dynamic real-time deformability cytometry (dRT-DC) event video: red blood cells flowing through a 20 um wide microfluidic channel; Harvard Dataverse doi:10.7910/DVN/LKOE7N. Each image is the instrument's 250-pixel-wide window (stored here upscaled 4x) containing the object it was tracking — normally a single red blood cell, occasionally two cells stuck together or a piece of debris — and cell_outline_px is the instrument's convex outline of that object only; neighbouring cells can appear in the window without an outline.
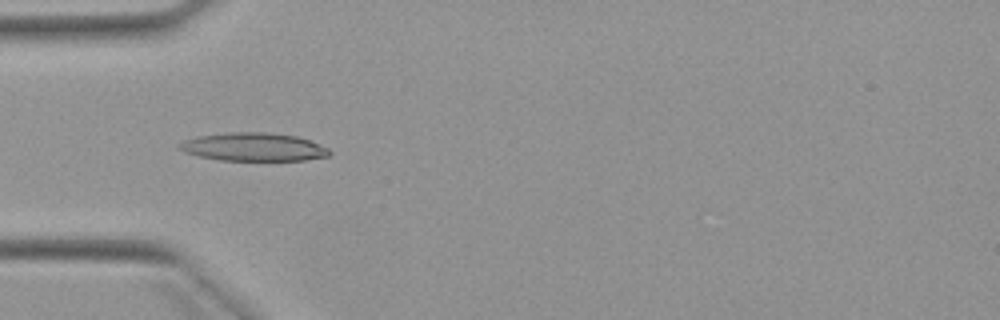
{"species": "Egyptian fruit bat (a non-hibernating species)", "species_latin": "Rousettus aegyptiacus", "temperature_condition": "warm", "stored_images_in_passage": 5, "camera_frame_rate_fps": 3000, "um_per_image_px": 0.085, "animal": {"sex": "female"}, "frame": {"image": 1, "passage_image": 2, "time_ms": 1.333, "image_size_px": [1000, 320], "cell_outline_px": [[332, 152], [328, 156], [304, 160], [220, 160], [200, 156], [184, 152], [176, 148], [176, 144], [184, 140], [200, 136], [232, 132], [264, 132], [296, 136], [308, 140], [328, 148]], "centroid_in_image_um": [21.52, 12.49], "position_along_channel_um": 63.5, "area_um2": 24.51}}
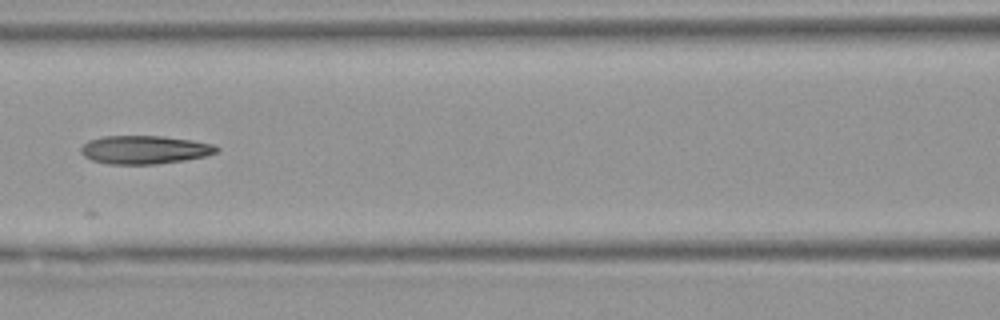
{"frame": {"image": 2, "passage_image": 4, "time_ms": 3.667, "image_size_px": [1000, 320], "cell_outline_px": [[220, 148], [216, 152], [204, 156], [184, 160], [156, 164], [108, 164], [92, 160], [84, 156], [80, 152], [80, 148], [88, 140], [104, 136], [164, 136], [192, 140], [212, 144]], "centroid_in_image_um": [12.26, 12.72], "position_along_channel_um": 154.3, "area_um2": 22.37}}
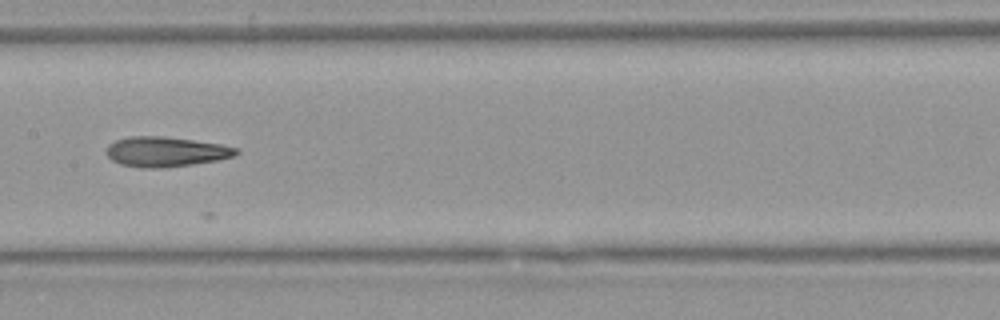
{"frame": {"image": 3, "passage_image": 5, "time_ms": 4.667, "image_size_px": [1000, 320], "cell_outline_px": [[240, 152], [236, 156], [216, 160], [192, 164], [164, 168], [140, 168], [120, 164], [112, 160], [104, 152], [108, 144], [116, 140], [128, 136], [164, 136], [220, 144], [236, 148]], "centroid_in_image_um": [14.05, 12.9], "position_along_channel_um": 193.4, "area_um2": 22.77}}